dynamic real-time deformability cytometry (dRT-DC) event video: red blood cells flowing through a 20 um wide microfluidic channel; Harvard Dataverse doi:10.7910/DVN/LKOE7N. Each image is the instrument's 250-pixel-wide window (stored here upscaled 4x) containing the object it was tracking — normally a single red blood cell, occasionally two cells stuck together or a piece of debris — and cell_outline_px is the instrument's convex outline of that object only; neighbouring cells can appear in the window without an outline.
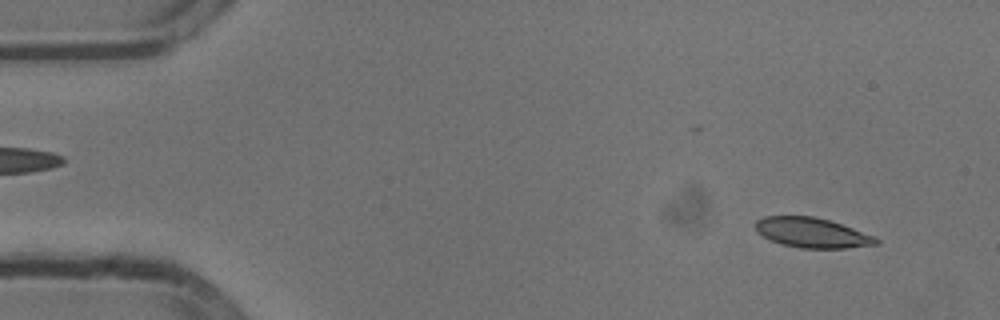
{"species": "common noctule bat (a hibernating species)", "species_latin": "Nyctalus noctula", "temperature_condition": "cold", "stored_images_in_passage": 11, "camera_frame_rate_fps": 3000, "um_per_image_px": 0.085, "animal": {"sex": "male", "body_mass_g": 13.3}, "frame": {"image": 1, "passage_image": 4, "time_ms": 1.0, "image_size_px": [1000, 320], "cell_outline_px": [[880, 244], [844, 248], [800, 248], [780, 244], [756, 232], [756, 220], [764, 216], [816, 216], [876, 236], [880, 240]], "centroid_in_image_um": [69.04, 19.78], "position_along_channel_um": 16.0, "area_um2": 21.04}}